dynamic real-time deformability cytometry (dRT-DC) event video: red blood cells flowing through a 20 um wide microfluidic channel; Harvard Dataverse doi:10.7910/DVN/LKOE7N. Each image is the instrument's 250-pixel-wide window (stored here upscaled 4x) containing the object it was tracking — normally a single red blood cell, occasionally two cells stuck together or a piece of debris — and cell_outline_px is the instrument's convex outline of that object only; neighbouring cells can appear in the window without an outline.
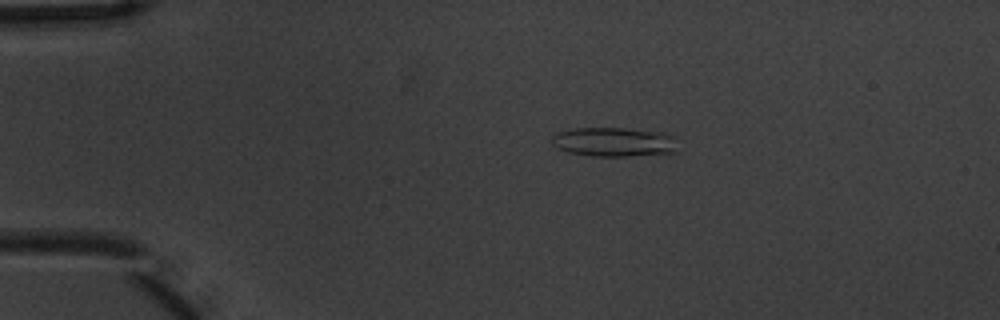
{"species": "common noctule bat (a hibernating species)", "species_latin": "Nyctalus noctula", "temperature_condition": "warm", "stored_images_in_passage": 5, "camera_frame_rate_fps": 3000, "um_per_image_px": 0.085, "animal": {"sex": "male", "body_mass_g": 20.1, "forearm_length_mm": 53.5}, "frame": {"image": 1, "passage_image": 3, "time_ms": 0.667, "image_size_px": [1000, 320], "cell_outline_px": [[676, 152], [628, 156], [592, 156], [568, 152], [556, 148], [552, 144], [552, 136], [556, 132], [572, 128], [624, 128], [660, 132], [676, 136]], "centroid_in_image_um": [52.16, 12.06], "position_along_channel_um": 32.8, "area_um2": 21.62}}